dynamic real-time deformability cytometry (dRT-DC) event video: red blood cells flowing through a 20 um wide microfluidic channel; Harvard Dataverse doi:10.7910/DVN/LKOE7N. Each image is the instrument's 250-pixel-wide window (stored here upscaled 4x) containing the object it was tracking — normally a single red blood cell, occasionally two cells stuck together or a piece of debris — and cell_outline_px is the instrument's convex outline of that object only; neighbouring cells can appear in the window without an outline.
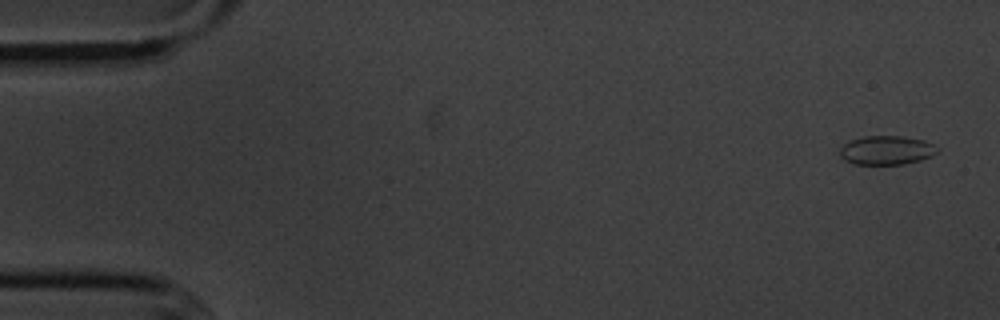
{"species": "common noctule bat (a hibernating species)", "species_latin": "Nyctalus noctula", "temperature_condition": "cold", "stored_images_in_passage": 6, "camera_frame_rate_fps": 3000, "um_per_image_px": 0.085, "animal": {"sex": "male", "body_mass_g": 20.1, "forearm_length_mm": 53.5}, "frame": {"image": 1, "passage_image": 1, "time_ms": 0.0, "image_size_px": [1000, 320], "cell_outline_px": [[940, 148], [932, 156], [920, 160], [904, 164], [852, 164], [844, 160], [840, 156], [840, 148], [844, 144], [852, 140], [864, 136], [904, 136], [924, 140]], "centroid_in_image_um": [75.36, 12.77], "position_along_channel_um": 9.6, "area_um2": 16.47}}
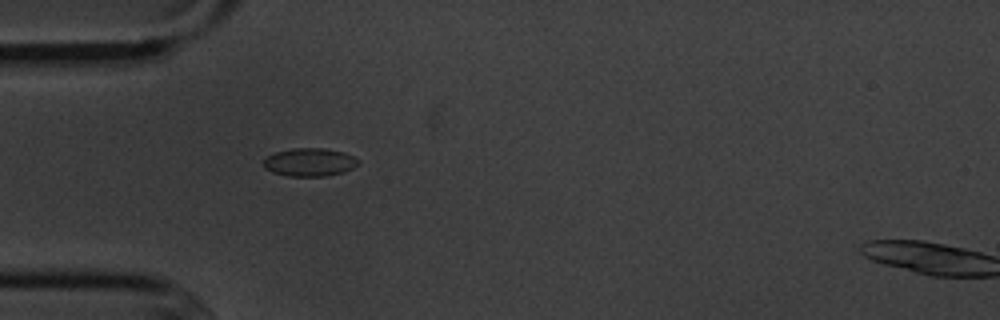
{"frame": {"image": 2, "passage_image": 5, "time_ms": 4.667, "image_size_px": [1000, 320], "cell_outline_px": [[360, 164], [344, 172], [324, 176], [288, 176], [272, 172], [264, 168], [264, 160], [268, 156], [276, 152], [292, 148], [324, 148], [344, 152], [360, 160]], "centroid_in_image_um": [26.34, 13.78], "position_along_channel_um": 58.7, "area_um2": 15.55}}